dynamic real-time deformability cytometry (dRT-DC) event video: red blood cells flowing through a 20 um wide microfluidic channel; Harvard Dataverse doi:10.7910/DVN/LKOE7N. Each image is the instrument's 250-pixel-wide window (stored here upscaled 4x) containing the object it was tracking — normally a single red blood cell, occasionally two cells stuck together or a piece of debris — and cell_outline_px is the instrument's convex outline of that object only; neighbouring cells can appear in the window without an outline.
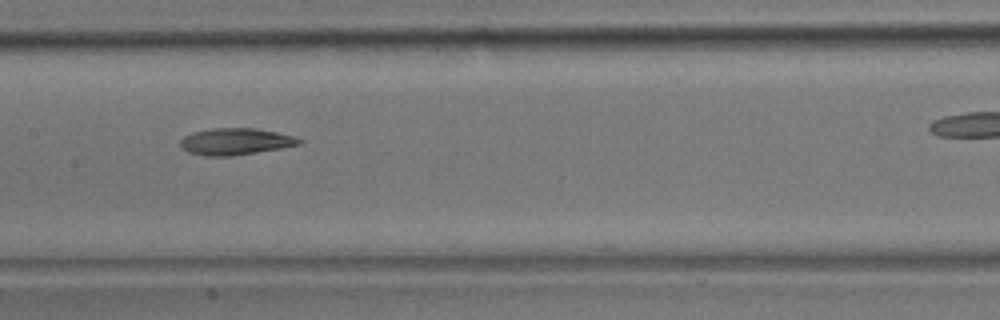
{"species": "common noctule bat (a hibernating species)", "species_latin": "Nyctalus noctula", "temperature_condition": "room temperature", "stored_images_in_passage": 32, "camera_frame_rate_fps": 3000, "um_per_image_px": 0.085, "animal": {"sex": "male", "body_mass_g": 17.9}, "frame": {"image": 1, "passage_image": 19, "time_ms": 6.0, "image_size_px": [1000, 320], "cell_outline_px": [[304, 140], [300, 144], [280, 148], [232, 156], [204, 156], [188, 152], [180, 148], [180, 140], [184, 136], [192, 132], [212, 128], [256, 128], [296, 136]], "centroid_in_image_um": [20.0, 12.02], "position_along_channel_um": 187.4, "area_um2": 18.61}}
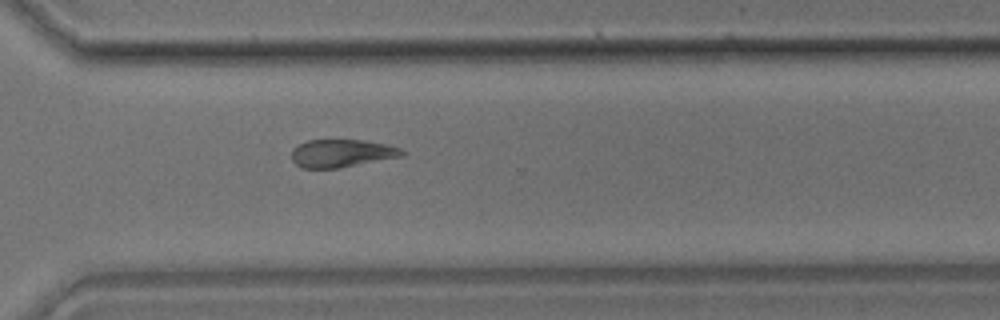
{"frame": {"image": 2, "passage_image": 28, "time_ms": 9.0, "image_size_px": [1000, 320], "cell_outline_px": [[404, 156], [340, 168], [300, 168], [292, 160], [292, 148], [308, 140], [364, 140], [384, 144], [400, 148], [404, 152]], "centroid_in_image_um": [29.03, 13.04], "position_along_channel_um": 341.6, "area_um2": 17.92}}